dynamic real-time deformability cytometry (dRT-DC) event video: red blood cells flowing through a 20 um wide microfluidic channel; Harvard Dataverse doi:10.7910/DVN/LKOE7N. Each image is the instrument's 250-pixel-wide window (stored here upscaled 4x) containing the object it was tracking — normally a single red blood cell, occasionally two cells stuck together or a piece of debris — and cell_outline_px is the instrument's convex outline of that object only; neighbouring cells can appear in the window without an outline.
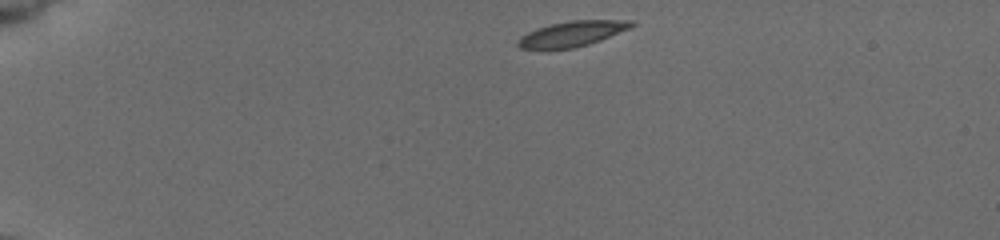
{"species": "common noctule bat (a hibernating species)", "species_latin": "Nyctalus noctula", "temperature_condition": "cold", "stored_images_in_passage": 43, "camera_frame_rate_fps": 3000, "um_per_image_px": 0.085, "animal": {"sex": "female", "body_mass_g": 19.5, "forearm_length_mm": 54.1}, "frame": {"image": 1, "passage_image": 1, "time_ms": 0.0, "image_size_px": [1000, 240], "cell_outline_px": [[636, 24], [632, 28], [600, 40], [588, 44], [572, 48], [520, 48], [516, 44], [516, 40], [520, 36], [536, 28], [552, 24], [572, 20], [632, 20]], "centroid_in_image_um": [48.66, 2.85], "position_along_channel_um": 36.3, "area_um2": 16.65}}
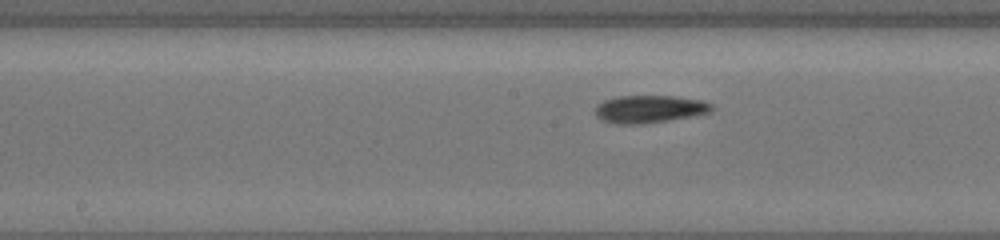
{"frame": {"image": 2, "passage_image": 19, "time_ms": 6.0, "image_size_px": [1000, 240], "cell_outline_px": [[716, 108], [712, 112], [696, 116], [640, 124], [616, 124], [600, 120], [596, 116], [596, 104], [604, 100], [616, 96], [672, 96], [704, 100], [712, 104]], "centroid_in_image_um": [55.24, 9.27], "position_along_channel_um": 193.0, "area_um2": 19.07}}
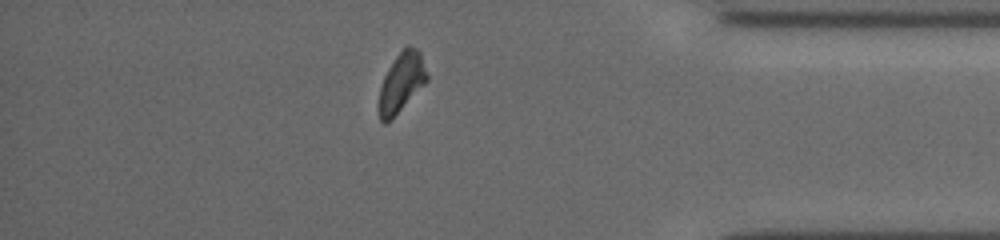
{"frame": {"image": 3, "passage_image": 37, "time_ms": 12.0, "image_size_px": [1000, 240], "cell_outline_px": [[428, 80], [384, 124], [380, 120], [380, 88], [384, 76], [388, 68], [396, 56], [408, 44], [416, 48], [420, 52], [428, 76]], "centroid_in_image_um": [34.14, 6.92], "position_along_channel_um": 401.1, "area_um2": 15.78}, "authors_computed_cell_mechanics": {"area_um2": 17.4556, "velocity_mm_per_s": 3.8254, "shape_relaxation_time_tau1_ms": 2.7861, "shape_relaxation_time_tau2_ms": 2.0111, "deformation_change_tau1": 0.0931, "deformation_change_tau2": 0.0595}}